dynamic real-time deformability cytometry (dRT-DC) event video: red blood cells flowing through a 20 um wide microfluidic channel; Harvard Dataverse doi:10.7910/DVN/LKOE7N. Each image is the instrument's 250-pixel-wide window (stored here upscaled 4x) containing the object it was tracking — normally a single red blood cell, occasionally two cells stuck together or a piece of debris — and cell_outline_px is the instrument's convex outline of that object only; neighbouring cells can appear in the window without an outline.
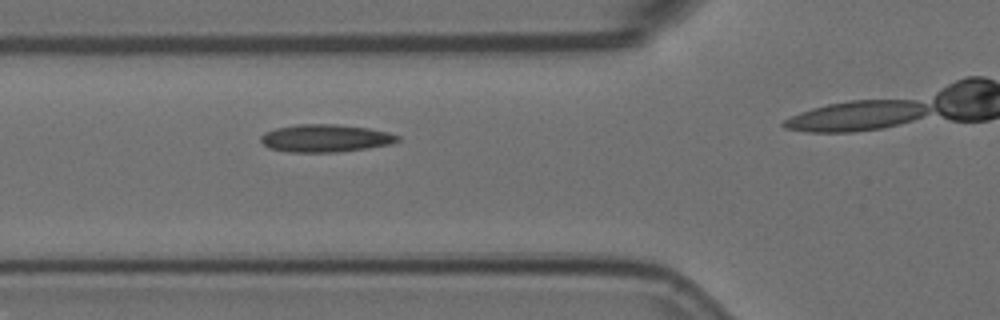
{"species": "Egyptian fruit bat (a non-hibernating species)", "species_latin": "Rousettus aegyptiacus", "temperature_condition": "room temperature", "stored_images_in_passage": 7, "camera_frame_rate_fps": 3000, "um_per_image_px": 0.085, "animal": {"sex": "female"}, "frame": {"image": 1, "passage_image": 6, "time_ms": 1.667, "image_size_px": [1000, 320], "cell_outline_px": [[400, 140], [392, 144], [368, 148], [336, 152], [288, 152], [268, 148], [260, 140], [260, 136], [264, 132], [276, 128], [296, 124], [336, 124], [368, 128], [388, 132], [400, 136]], "centroid_in_image_um": [27.65, 11.75], "position_along_channel_um": 98.1, "area_um2": 22.2}}